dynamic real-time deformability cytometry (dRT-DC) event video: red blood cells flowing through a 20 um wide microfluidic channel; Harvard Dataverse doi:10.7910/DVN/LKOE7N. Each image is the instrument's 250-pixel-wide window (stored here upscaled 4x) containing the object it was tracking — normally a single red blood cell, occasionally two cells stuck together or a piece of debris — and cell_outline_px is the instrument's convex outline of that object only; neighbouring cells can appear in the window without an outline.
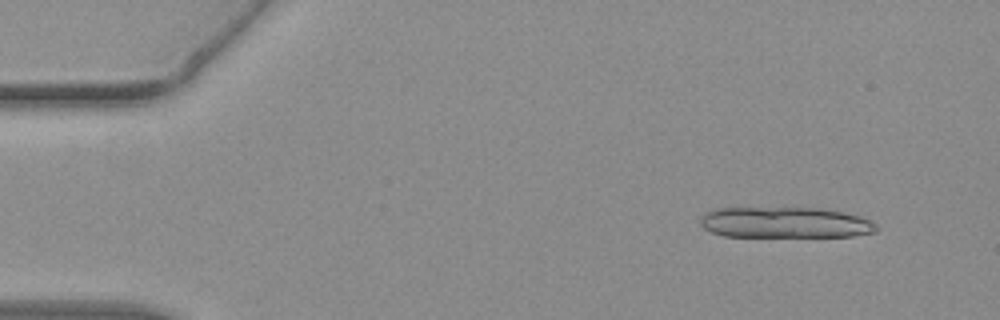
{"species": "common noctule bat (a hibernating species)", "species_latin": "Nyctalus noctula", "temperature_condition": "warm", "stored_images_in_passage": 15, "camera_frame_rate_fps": 3000, "um_per_image_px": 0.085, "animal": {"sex": "female", "body_mass_g": 19.3, "forearm_length_mm": 54.1}, "frame": {"image": 1, "passage_image": 5, "time_ms": 1.333, "image_size_px": [1000, 320], "cell_outline_px": [[880, 228], [876, 232], [852, 236], [724, 236], [712, 232], [704, 228], [700, 224], [700, 216], [716, 208], [820, 208], [860, 216], [876, 224]], "centroid_in_image_um": [66.73, 18.92], "position_along_channel_um": 18.3, "area_um2": 31.56}}